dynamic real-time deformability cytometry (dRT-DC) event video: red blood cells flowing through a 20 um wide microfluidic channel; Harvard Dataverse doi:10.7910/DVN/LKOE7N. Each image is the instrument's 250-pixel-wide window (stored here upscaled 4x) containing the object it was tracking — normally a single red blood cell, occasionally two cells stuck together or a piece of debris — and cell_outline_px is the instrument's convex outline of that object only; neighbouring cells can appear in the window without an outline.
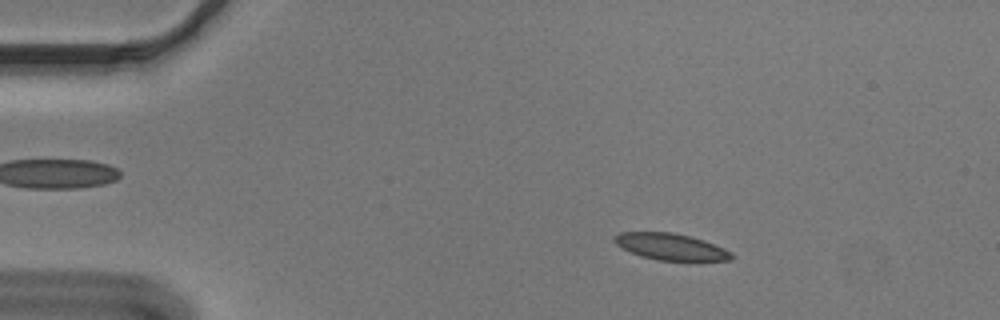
{"species": "Egyptian fruit bat (a non-hibernating species)", "species_latin": "Rousettus aegyptiacus", "temperature_condition": "cold", "stored_images_in_passage": 55, "camera_frame_rate_fps": 3000, "um_per_image_px": 0.085, "animal": {"sex": "male"}, "frame": {"image": 1, "passage_image": 9, "time_ms": 2.667, "image_size_px": [1000, 320], "cell_outline_px": [[736, 256], [732, 260], [656, 260], [640, 256], [616, 244], [612, 240], [612, 236], [620, 232], [672, 232], [704, 240], [724, 248], [732, 252]], "centroid_in_image_um": [57.01, 20.96], "position_along_channel_um": 28.0, "area_um2": 18.09}}
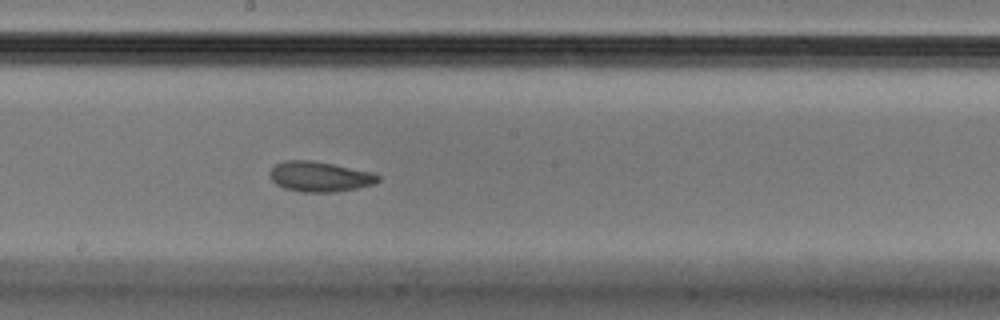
{"frame": {"image": 2, "passage_image": 30, "time_ms": 9.667, "image_size_px": [1000, 320], "cell_outline_px": [[380, 180], [372, 184], [356, 188], [332, 192], [300, 192], [284, 188], [276, 184], [272, 180], [272, 168], [276, 164], [284, 160], [312, 160], [372, 172], [380, 176]], "centroid_in_image_um": [27.18, 15.01], "position_along_channel_um": 221.0, "area_um2": 18.79}}
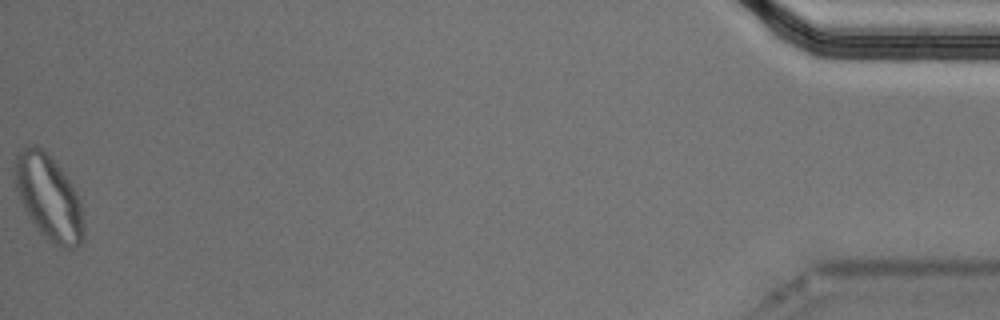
{"frame": {"image": 3, "passage_image": 55, "time_ms": 18.0, "image_size_px": [1000, 320], "cell_outline_px": [[84, 240], [80, 244], [72, 248], [56, 248], [40, 232], [24, 208], [20, 200], [16, 188], [16, 156], [28, 144], [36, 144], [48, 152], [56, 160], [72, 184], [80, 200], [84, 224]], "centroid_in_image_um": [4.19, 16.79], "position_along_channel_um": 431.0, "area_um2": 34.28}, "authors_computed_cell_mechanics": {"area_um2": 19.0162, "velocity_mm_per_s": 3.6381, "shape_relaxation_time_tau1_ms": 5.6726, "shape_relaxation_time_tau2_ms": 2.1051, "deformation_change_tau1": 0.1431, "deformation_change_tau2": 0.0821}}